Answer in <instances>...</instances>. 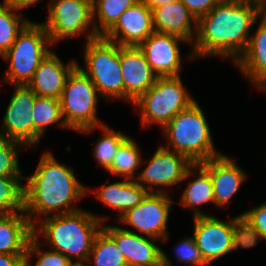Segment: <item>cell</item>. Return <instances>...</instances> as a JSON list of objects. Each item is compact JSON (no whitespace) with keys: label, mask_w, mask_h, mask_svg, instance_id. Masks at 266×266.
<instances>
[{"label":"cell","mask_w":266,"mask_h":266,"mask_svg":"<svg viewBox=\"0 0 266 266\" xmlns=\"http://www.w3.org/2000/svg\"><path fill=\"white\" fill-rule=\"evenodd\" d=\"M163 131L171 151L185 155L193 164L222 155L213 146L209 124L197 101L177 113Z\"/></svg>","instance_id":"277c9868"},{"label":"cell","mask_w":266,"mask_h":266,"mask_svg":"<svg viewBox=\"0 0 266 266\" xmlns=\"http://www.w3.org/2000/svg\"><path fill=\"white\" fill-rule=\"evenodd\" d=\"M23 177L0 176V215L24 212Z\"/></svg>","instance_id":"f546056e"},{"label":"cell","mask_w":266,"mask_h":266,"mask_svg":"<svg viewBox=\"0 0 266 266\" xmlns=\"http://www.w3.org/2000/svg\"><path fill=\"white\" fill-rule=\"evenodd\" d=\"M120 65L124 82V100L134 103L155 84L158 76L138 46H120Z\"/></svg>","instance_id":"e0dca14e"},{"label":"cell","mask_w":266,"mask_h":266,"mask_svg":"<svg viewBox=\"0 0 266 266\" xmlns=\"http://www.w3.org/2000/svg\"><path fill=\"white\" fill-rule=\"evenodd\" d=\"M26 178L24 212L33 226V214L48 217L80 210L71 205L89 192L74 176L72 168L60 164L49 151L43 153L35 172Z\"/></svg>","instance_id":"7a4b0ae2"},{"label":"cell","mask_w":266,"mask_h":266,"mask_svg":"<svg viewBox=\"0 0 266 266\" xmlns=\"http://www.w3.org/2000/svg\"><path fill=\"white\" fill-rule=\"evenodd\" d=\"M240 215L243 220V240L246 248L255 246L258 239L266 240V202Z\"/></svg>","instance_id":"1f68e13d"},{"label":"cell","mask_w":266,"mask_h":266,"mask_svg":"<svg viewBox=\"0 0 266 266\" xmlns=\"http://www.w3.org/2000/svg\"><path fill=\"white\" fill-rule=\"evenodd\" d=\"M99 95L92 80L76 66L68 75L60 97L62 116L69 129L89 134L104 125L96 114Z\"/></svg>","instance_id":"5b68a950"},{"label":"cell","mask_w":266,"mask_h":266,"mask_svg":"<svg viewBox=\"0 0 266 266\" xmlns=\"http://www.w3.org/2000/svg\"><path fill=\"white\" fill-rule=\"evenodd\" d=\"M32 256H37L38 259L35 266H68L71 261L62 253L49 250L41 251L40 243L38 242V237L33 235L28 243L26 252V266H31Z\"/></svg>","instance_id":"836d02e7"},{"label":"cell","mask_w":266,"mask_h":266,"mask_svg":"<svg viewBox=\"0 0 266 266\" xmlns=\"http://www.w3.org/2000/svg\"><path fill=\"white\" fill-rule=\"evenodd\" d=\"M196 100L190 96L180 75L158 77L133 104L141 112L142 127L156 123L162 128L180 111L190 107Z\"/></svg>","instance_id":"52a82bcc"},{"label":"cell","mask_w":266,"mask_h":266,"mask_svg":"<svg viewBox=\"0 0 266 266\" xmlns=\"http://www.w3.org/2000/svg\"><path fill=\"white\" fill-rule=\"evenodd\" d=\"M93 260H92V258ZM93 266H128L115 240L102 228L96 235L87 264Z\"/></svg>","instance_id":"d4e9b609"},{"label":"cell","mask_w":266,"mask_h":266,"mask_svg":"<svg viewBox=\"0 0 266 266\" xmlns=\"http://www.w3.org/2000/svg\"><path fill=\"white\" fill-rule=\"evenodd\" d=\"M102 228L115 240L128 266H172L171 260L154 242L158 239L138 234L119 226Z\"/></svg>","instance_id":"5bb4252c"},{"label":"cell","mask_w":266,"mask_h":266,"mask_svg":"<svg viewBox=\"0 0 266 266\" xmlns=\"http://www.w3.org/2000/svg\"><path fill=\"white\" fill-rule=\"evenodd\" d=\"M50 45L53 43L45 27L30 21L2 56L9 62L4 81L12 85H27L40 62L51 52Z\"/></svg>","instance_id":"8992f818"},{"label":"cell","mask_w":266,"mask_h":266,"mask_svg":"<svg viewBox=\"0 0 266 266\" xmlns=\"http://www.w3.org/2000/svg\"><path fill=\"white\" fill-rule=\"evenodd\" d=\"M35 98L36 94L28 85H15L3 116L0 136L20 142L25 147L39 143L42 135L34 128L31 113Z\"/></svg>","instance_id":"7c38bea8"},{"label":"cell","mask_w":266,"mask_h":266,"mask_svg":"<svg viewBox=\"0 0 266 266\" xmlns=\"http://www.w3.org/2000/svg\"><path fill=\"white\" fill-rule=\"evenodd\" d=\"M15 11V12H14ZM4 2L0 3V55L3 56L13 45L18 34L30 22Z\"/></svg>","instance_id":"f1b7e54d"},{"label":"cell","mask_w":266,"mask_h":266,"mask_svg":"<svg viewBox=\"0 0 266 266\" xmlns=\"http://www.w3.org/2000/svg\"><path fill=\"white\" fill-rule=\"evenodd\" d=\"M198 20L209 13L221 0H180Z\"/></svg>","instance_id":"d590c367"},{"label":"cell","mask_w":266,"mask_h":266,"mask_svg":"<svg viewBox=\"0 0 266 266\" xmlns=\"http://www.w3.org/2000/svg\"><path fill=\"white\" fill-rule=\"evenodd\" d=\"M260 19L246 50L234 63L259 90L266 86V12L261 14Z\"/></svg>","instance_id":"ffe728a7"},{"label":"cell","mask_w":266,"mask_h":266,"mask_svg":"<svg viewBox=\"0 0 266 266\" xmlns=\"http://www.w3.org/2000/svg\"><path fill=\"white\" fill-rule=\"evenodd\" d=\"M105 218L89 211L51 215L34 220L33 234L44 236L52 250L64 254L71 262H87L94 239L102 229ZM38 221V223L36 222Z\"/></svg>","instance_id":"3957f363"},{"label":"cell","mask_w":266,"mask_h":266,"mask_svg":"<svg viewBox=\"0 0 266 266\" xmlns=\"http://www.w3.org/2000/svg\"><path fill=\"white\" fill-rule=\"evenodd\" d=\"M197 169L199 176L188 183L180 199L183 206L193 210V217L207 215L199 209L200 205L207 202L215 203L210 174L200 164H197Z\"/></svg>","instance_id":"cb8c5ba5"},{"label":"cell","mask_w":266,"mask_h":266,"mask_svg":"<svg viewBox=\"0 0 266 266\" xmlns=\"http://www.w3.org/2000/svg\"><path fill=\"white\" fill-rule=\"evenodd\" d=\"M38 1L41 0H4V3L15 10L21 11L32 5H36Z\"/></svg>","instance_id":"74e56055"},{"label":"cell","mask_w":266,"mask_h":266,"mask_svg":"<svg viewBox=\"0 0 266 266\" xmlns=\"http://www.w3.org/2000/svg\"><path fill=\"white\" fill-rule=\"evenodd\" d=\"M193 219V237L207 264L236 250L238 247L246 248L243 240L241 215L226 222L209 215L195 216Z\"/></svg>","instance_id":"9c48e42d"},{"label":"cell","mask_w":266,"mask_h":266,"mask_svg":"<svg viewBox=\"0 0 266 266\" xmlns=\"http://www.w3.org/2000/svg\"><path fill=\"white\" fill-rule=\"evenodd\" d=\"M85 1H87V2H89L90 4L93 5V4L95 3L96 0H85Z\"/></svg>","instance_id":"b9f144b4"},{"label":"cell","mask_w":266,"mask_h":266,"mask_svg":"<svg viewBox=\"0 0 266 266\" xmlns=\"http://www.w3.org/2000/svg\"><path fill=\"white\" fill-rule=\"evenodd\" d=\"M34 128L43 136L46 129L52 124H57L60 127L67 128L61 112L60 100L37 96L34 101V106L31 110Z\"/></svg>","instance_id":"484cf974"},{"label":"cell","mask_w":266,"mask_h":266,"mask_svg":"<svg viewBox=\"0 0 266 266\" xmlns=\"http://www.w3.org/2000/svg\"><path fill=\"white\" fill-rule=\"evenodd\" d=\"M83 69L99 94L107 100L124 99V82L120 65V45L102 36L85 42Z\"/></svg>","instance_id":"ba28073f"},{"label":"cell","mask_w":266,"mask_h":266,"mask_svg":"<svg viewBox=\"0 0 266 266\" xmlns=\"http://www.w3.org/2000/svg\"><path fill=\"white\" fill-rule=\"evenodd\" d=\"M151 11L155 31L181 37L187 43L195 40L196 35L193 34L197 31V20L180 0Z\"/></svg>","instance_id":"44dd1931"},{"label":"cell","mask_w":266,"mask_h":266,"mask_svg":"<svg viewBox=\"0 0 266 266\" xmlns=\"http://www.w3.org/2000/svg\"><path fill=\"white\" fill-rule=\"evenodd\" d=\"M22 143L0 136V176L24 177L19 169L18 150Z\"/></svg>","instance_id":"d6a6232c"},{"label":"cell","mask_w":266,"mask_h":266,"mask_svg":"<svg viewBox=\"0 0 266 266\" xmlns=\"http://www.w3.org/2000/svg\"><path fill=\"white\" fill-rule=\"evenodd\" d=\"M263 11L242 0H221L197 20L196 38L190 58L241 56L249 43L250 30Z\"/></svg>","instance_id":"6da1fadb"},{"label":"cell","mask_w":266,"mask_h":266,"mask_svg":"<svg viewBox=\"0 0 266 266\" xmlns=\"http://www.w3.org/2000/svg\"><path fill=\"white\" fill-rule=\"evenodd\" d=\"M199 164L211 176L215 204L218 207L226 206L247 178L245 172L224 154Z\"/></svg>","instance_id":"ac0fdd59"},{"label":"cell","mask_w":266,"mask_h":266,"mask_svg":"<svg viewBox=\"0 0 266 266\" xmlns=\"http://www.w3.org/2000/svg\"><path fill=\"white\" fill-rule=\"evenodd\" d=\"M0 266H26V254H0Z\"/></svg>","instance_id":"8d00e7d4"},{"label":"cell","mask_w":266,"mask_h":266,"mask_svg":"<svg viewBox=\"0 0 266 266\" xmlns=\"http://www.w3.org/2000/svg\"><path fill=\"white\" fill-rule=\"evenodd\" d=\"M242 1H245L251 5L257 6L263 12H266V0H242Z\"/></svg>","instance_id":"ab89813d"},{"label":"cell","mask_w":266,"mask_h":266,"mask_svg":"<svg viewBox=\"0 0 266 266\" xmlns=\"http://www.w3.org/2000/svg\"><path fill=\"white\" fill-rule=\"evenodd\" d=\"M68 266H87L84 262L72 261Z\"/></svg>","instance_id":"60d3db41"},{"label":"cell","mask_w":266,"mask_h":266,"mask_svg":"<svg viewBox=\"0 0 266 266\" xmlns=\"http://www.w3.org/2000/svg\"><path fill=\"white\" fill-rule=\"evenodd\" d=\"M187 42L181 37L154 31L138 47L158 77L179 76L181 54L179 43Z\"/></svg>","instance_id":"9a60e30c"},{"label":"cell","mask_w":266,"mask_h":266,"mask_svg":"<svg viewBox=\"0 0 266 266\" xmlns=\"http://www.w3.org/2000/svg\"><path fill=\"white\" fill-rule=\"evenodd\" d=\"M45 27L53 44L65 38L81 36L91 26L86 41L100 37L95 30L93 5L85 0H51Z\"/></svg>","instance_id":"30bf717a"},{"label":"cell","mask_w":266,"mask_h":266,"mask_svg":"<svg viewBox=\"0 0 266 266\" xmlns=\"http://www.w3.org/2000/svg\"><path fill=\"white\" fill-rule=\"evenodd\" d=\"M149 192L136 180L125 179L111 184H103L96 197L109 207L117 209L119 217L127 210L136 207Z\"/></svg>","instance_id":"603a6c76"},{"label":"cell","mask_w":266,"mask_h":266,"mask_svg":"<svg viewBox=\"0 0 266 266\" xmlns=\"http://www.w3.org/2000/svg\"><path fill=\"white\" fill-rule=\"evenodd\" d=\"M142 157L137 143L128 137L118 148L110 168L112 174L120 175L125 179L135 180V170L142 167Z\"/></svg>","instance_id":"4316f807"},{"label":"cell","mask_w":266,"mask_h":266,"mask_svg":"<svg viewBox=\"0 0 266 266\" xmlns=\"http://www.w3.org/2000/svg\"><path fill=\"white\" fill-rule=\"evenodd\" d=\"M184 239L185 240L179 242L175 248L178 262H184L191 266H207L208 264L205 262L200 250L196 246L194 237H185Z\"/></svg>","instance_id":"e575fe53"},{"label":"cell","mask_w":266,"mask_h":266,"mask_svg":"<svg viewBox=\"0 0 266 266\" xmlns=\"http://www.w3.org/2000/svg\"><path fill=\"white\" fill-rule=\"evenodd\" d=\"M33 227L25 212L0 215V254H26Z\"/></svg>","instance_id":"7402d4cb"},{"label":"cell","mask_w":266,"mask_h":266,"mask_svg":"<svg viewBox=\"0 0 266 266\" xmlns=\"http://www.w3.org/2000/svg\"><path fill=\"white\" fill-rule=\"evenodd\" d=\"M194 170H197V164H193L185 155L171 151L167 146H160L145 169L137 172L139 175L135 180L149 193H152L150 190L154 186H159L155 193H164L162 187L174 186L192 177Z\"/></svg>","instance_id":"8fae6325"},{"label":"cell","mask_w":266,"mask_h":266,"mask_svg":"<svg viewBox=\"0 0 266 266\" xmlns=\"http://www.w3.org/2000/svg\"><path fill=\"white\" fill-rule=\"evenodd\" d=\"M154 31L152 11L139 1L127 8L102 37L120 46H139Z\"/></svg>","instance_id":"2e32d148"},{"label":"cell","mask_w":266,"mask_h":266,"mask_svg":"<svg viewBox=\"0 0 266 266\" xmlns=\"http://www.w3.org/2000/svg\"><path fill=\"white\" fill-rule=\"evenodd\" d=\"M77 64V62L72 60L65 66L61 59L51 51L40 62L27 85L37 96L52 97L60 100L66 79Z\"/></svg>","instance_id":"d6986e66"},{"label":"cell","mask_w":266,"mask_h":266,"mask_svg":"<svg viewBox=\"0 0 266 266\" xmlns=\"http://www.w3.org/2000/svg\"><path fill=\"white\" fill-rule=\"evenodd\" d=\"M137 2L139 0H96L93 4L96 33L103 36L116 23L119 16Z\"/></svg>","instance_id":"83f0119b"},{"label":"cell","mask_w":266,"mask_h":266,"mask_svg":"<svg viewBox=\"0 0 266 266\" xmlns=\"http://www.w3.org/2000/svg\"><path fill=\"white\" fill-rule=\"evenodd\" d=\"M99 128L103 130L104 135L98 140L94 147L95 160L107 171L117 153L119 146L129 137L114 131L107 125H101Z\"/></svg>","instance_id":"4dcf8cb0"},{"label":"cell","mask_w":266,"mask_h":266,"mask_svg":"<svg viewBox=\"0 0 266 266\" xmlns=\"http://www.w3.org/2000/svg\"><path fill=\"white\" fill-rule=\"evenodd\" d=\"M173 202L166 192L148 193L141 203L122 214L119 221L164 243L169 237L167 221Z\"/></svg>","instance_id":"4fadbf2b"},{"label":"cell","mask_w":266,"mask_h":266,"mask_svg":"<svg viewBox=\"0 0 266 266\" xmlns=\"http://www.w3.org/2000/svg\"><path fill=\"white\" fill-rule=\"evenodd\" d=\"M139 1L142 2L150 10H152L154 8L160 7L162 5L170 4L177 0H139Z\"/></svg>","instance_id":"f35d334b"}]
</instances>
